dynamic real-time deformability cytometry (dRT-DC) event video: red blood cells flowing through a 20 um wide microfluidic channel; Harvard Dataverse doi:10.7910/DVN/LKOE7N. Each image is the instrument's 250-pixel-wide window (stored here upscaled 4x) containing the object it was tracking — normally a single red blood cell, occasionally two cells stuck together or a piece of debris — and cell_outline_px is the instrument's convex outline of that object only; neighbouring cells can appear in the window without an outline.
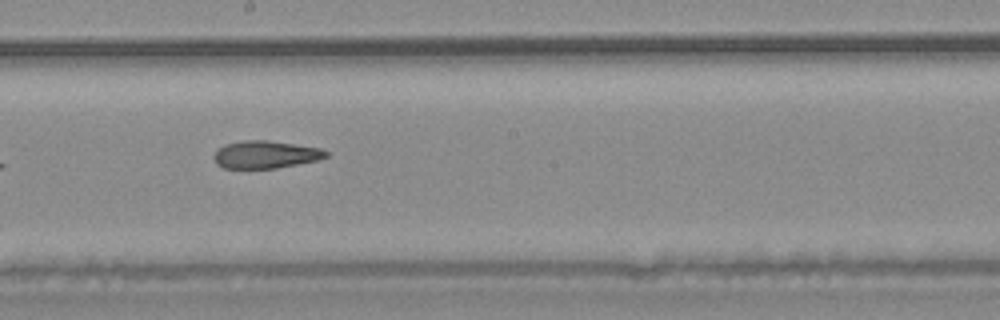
{"species": "common noctule bat (a hibernating species)", "species_latin": "Nyctalus noctula", "temperature_condition": "warm", "stored_images_in_passage": 10, "camera_frame_rate_fps": 3000, "um_per_image_px": 0.085, "animal": {"sex": "male", "body_mass_g": 20.4}, "frame": {"image": 1, "passage_image": 9, "time_ms": 2.667, "image_size_px": [1000, 320], "cell_outline_px": [[328, 156], [316, 160], [276, 168], [224, 168], [216, 164], [212, 156], [224, 144], [244, 140], [268, 140], [320, 148], [328, 152]], "centroid_in_image_um": [22.53, 13.13], "position_along_channel_um": 225.7, "area_um2": 17.86}}